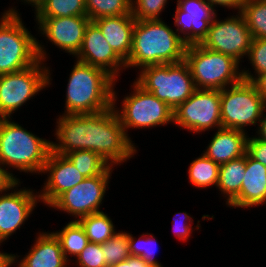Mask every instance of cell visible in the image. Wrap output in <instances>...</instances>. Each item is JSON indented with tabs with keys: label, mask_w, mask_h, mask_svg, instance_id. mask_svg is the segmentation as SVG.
<instances>
[{
	"label": "cell",
	"mask_w": 266,
	"mask_h": 267,
	"mask_svg": "<svg viewBox=\"0 0 266 267\" xmlns=\"http://www.w3.org/2000/svg\"><path fill=\"white\" fill-rule=\"evenodd\" d=\"M132 86L134 91L124 96L122 108H116L117 94L113 88V107L126 134L128 128H154L173 123L174 111L165 102L146 91L135 80Z\"/></svg>",
	"instance_id": "cell-8"
},
{
	"label": "cell",
	"mask_w": 266,
	"mask_h": 267,
	"mask_svg": "<svg viewBox=\"0 0 266 267\" xmlns=\"http://www.w3.org/2000/svg\"><path fill=\"white\" fill-rule=\"evenodd\" d=\"M15 9L8 8L0 18V75L26 69L47 58L44 45L28 31Z\"/></svg>",
	"instance_id": "cell-5"
},
{
	"label": "cell",
	"mask_w": 266,
	"mask_h": 267,
	"mask_svg": "<svg viewBox=\"0 0 266 267\" xmlns=\"http://www.w3.org/2000/svg\"><path fill=\"white\" fill-rule=\"evenodd\" d=\"M176 216L178 217L176 218ZM184 220H186V222ZM187 220L189 221V223H187ZM192 223H193L192 217H190L186 212L176 213L174 220L172 221L173 232L175 236L179 240L186 241L192 234L193 231Z\"/></svg>",
	"instance_id": "cell-36"
},
{
	"label": "cell",
	"mask_w": 266,
	"mask_h": 267,
	"mask_svg": "<svg viewBox=\"0 0 266 267\" xmlns=\"http://www.w3.org/2000/svg\"><path fill=\"white\" fill-rule=\"evenodd\" d=\"M106 265L110 266L126 260L129 256L128 233L120 231L106 242L101 243Z\"/></svg>",
	"instance_id": "cell-32"
},
{
	"label": "cell",
	"mask_w": 266,
	"mask_h": 267,
	"mask_svg": "<svg viewBox=\"0 0 266 267\" xmlns=\"http://www.w3.org/2000/svg\"><path fill=\"white\" fill-rule=\"evenodd\" d=\"M136 78L141 87L165 102L173 111L196 91L185 60L143 67Z\"/></svg>",
	"instance_id": "cell-6"
},
{
	"label": "cell",
	"mask_w": 266,
	"mask_h": 267,
	"mask_svg": "<svg viewBox=\"0 0 266 267\" xmlns=\"http://www.w3.org/2000/svg\"><path fill=\"white\" fill-rule=\"evenodd\" d=\"M78 61L104 69L115 80L126 63L114 52L99 27L90 21L87 25L82 46L75 56Z\"/></svg>",
	"instance_id": "cell-17"
},
{
	"label": "cell",
	"mask_w": 266,
	"mask_h": 267,
	"mask_svg": "<svg viewBox=\"0 0 266 267\" xmlns=\"http://www.w3.org/2000/svg\"><path fill=\"white\" fill-rule=\"evenodd\" d=\"M19 184L21 182L16 181L4 194L0 193V245L25 224L37 202H40L38 193L34 194V190L25 187L19 190Z\"/></svg>",
	"instance_id": "cell-14"
},
{
	"label": "cell",
	"mask_w": 266,
	"mask_h": 267,
	"mask_svg": "<svg viewBox=\"0 0 266 267\" xmlns=\"http://www.w3.org/2000/svg\"><path fill=\"white\" fill-rule=\"evenodd\" d=\"M247 139L246 132L231 128H218L203 154L221 165L245 155Z\"/></svg>",
	"instance_id": "cell-21"
},
{
	"label": "cell",
	"mask_w": 266,
	"mask_h": 267,
	"mask_svg": "<svg viewBox=\"0 0 266 267\" xmlns=\"http://www.w3.org/2000/svg\"><path fill=\"white\" fill-rule=\"evenodd\" d=\"M108 267H151L143 258L129 256L126 260L110 265Z\"/></svg>",
	"instance_id": "cell-39"
},
{
	"label": "cell",
	"mask_w": 266,
	"mask_h": 267,
	"mask_svg": "<svg viewBox=\"0 0 266 267\" xmlns=\"http://www.w3.org/2000/svg\"><path fill=\"white\" fill-rule=\"evenodd\" d=\"M162 19L136 20L126 68L171 64L185 60L187 44Z\"/></svg>",
	"instance_id": "cell-2"
},
{
	"label": "cell",
	"mask_w": 266,
	"mask_h": 267,
	"mask_svg": "<svg viewBox=\"0 0 266 267\" xmlns=\"http://www.w3.org/2000/svg\"><path fill=\"white\" fill-rule=\"evenodd\" d=\"M44 64L39 59L26 69L0 75V118H11L14 111L51 84L49 66Z\"/></svg>",
	"instance_id": "cell-10"
},
{
	"label": "cell",
	"mask_w": 266,
	"mask_h": 267,
	"mask_svg": "<svg viewBox=\"0 0 266 267\" xmlns=\"http://www.w3.org/2000/svg\"><path fill=\"white\" fill-rule=\"evenodd\" d=\"M246 169V154L220 165L217 188L229 205L240 193Z\"/></svg>",
	"instance_id": "cell-23"
},
{
	"label": "cell",
	"mask_w": 266,
	"mask_h": 267,
	"mask_svg": "<svg viewBox=\"0 0 266 267\" xmlns=\"http://www.w3.org/2000/svg\"><path fill=\"white\" fill-rule=\"evenodd\" d=\"M18 257L15 254L0 252V267H11L18 261Z\"/></svg>",
	"instance_id": "cell-42"
},
{
	"label": "cell",
	"mask_w": 266,
	"mask_h": 267,
	"mask_svg": "<svg viewBox=\"0 0 266 267\" xmlns=\"http://www.w3.org/2000/svg\"><path fill=\"white\" fill-rule=\"evenodd\" d=\"M58 238L62 252L67 261H70L68 255L75 256V258L86 247L89 240L86 236L84 228L78 221H70L63 229L59 231H53Z\"/></svg>",
	"instance_id": "cell-24"
},
{
	"label": "cell",
	"mask_w": 266,
	"mask_h": 267,
	"mask_svg": "<svg viewBox=\"0 0 266 267\" xmlns=\"http://www.w3.org/2000/svg\"><path fill=\"white\" fill-rule=\"evenodd\" d=\"M253 159L260 161L266 166V142L261 141L256 136L247 139V151Z\"/></svg>",
	"instance_id": "cell-37"
},
{
	"label": "cell",
	"mask_w": 266,
	"mask_h": 267,
	"mask_svg": "<svg viewBox=\"0 0 266 267\" xmlns=\"http://www.w3.org/2000/svg\"><path fill=\"white\" fill-rule=\"evenodd\" d=\"M35 11L36 17L87 16L85 0H45Z\"/></svg>",
	"instance_id": "cell-27"
},
{
	"label": "cell",
	"mask_w": 266,
	"mask_h": 267,
	"mask_svg": "<svg viewBox=\"0 0 266 267\" xmlns=\"http://www.w3.org/2000/svg\"><path fill=\"white\" fill-rule=\"evenodd\" d=\"M240 12L252 38L266 39V0H246Z\"/></svg>",
	"instance_id": "cell-29"
},
{
	"label": "cell",
	"mask_w": 266,
	"mask_h": 267,
	"mask_svg": "<svg viewBox=\"0 0 266 267\" xmlns=\"http://www.w3.org/2000/svg\"><path fill=\"white\" fill-rule=\"evenodd\" d=\"M265 110H266V107H265ZM257 130H258L256 132L258 134L257 138L263 142H266V115L264 114V112L258 124Z\"/></svg>",
	"instance_id": "cell-43"
},
{
	"label": "cell",
	"mask_w": 266,
	"mask_h": 267,
	"mask_svg": "<svg viewBox=\"0 0 266 267\" xmlns=\"http://www.w3.org/2000/svg\"><path fill=\"white\" fill-rule=\"evenodd\" d=\"M248 60L254 69V74L248 70H242V79L253 81L259 74L266 72V39L252 38L250 45Z\"/></svg>",
	"instance_id": "cell-33"
},
{
	"label": "cell",
	"mask_w": 266,
	"mask_h": 267,
	"mask_svg": "<svg viewBox=\"0 0 266 267\" xmlns=\"http://www.w3.org/2000/svg\"><path fill=\"white\" fill-rule=\"evenodd\" d=\"M21 1H23L26 4L28 3V4L32 5L31 7L34 6L35 9L37 10L45 0H21Z\"/></svg>",
	"instance_id": "cell-44"
},
{
	"label": "cell",
	"mask_w": 266,
	"mask_h": 267,
	"mask_svg": "<svg viewBox=\"0 0 266 267\" xmlns=\"http://www.w3.org/2000/svg\"><path fill=\"white\" fill-rule=\"evenodd\" d=\"M220 165L207 158L203 153L193 160L188 168V179L194 187L209 188L217 187Z\"/></svg>",
	"instance_id": "cell-25"
},
{
	"label": "cell",
	"mask_w": 266,
	"mask_h": 267,
	"mask_svg": "<svg viewBox=\"0 0 266 267\" xmlns=\"http://www.w3.org/2000/svg\"><path fill=\"white\" fill-rule=\"evenodd\" d=\"M216 15V10L205 0H177L176 33L187 45L199 44L207 36Z\"/></svg>",
	"instance_id": "cell-15"
},
{
	"label": "cell",
	"mask_w": 266,
	"mask_h": 267,
	"mask_svg": "<svg viewBox=\"0 0 266 267\" xmlns=\"http://www.w3.org/2000/svg\"><path fill=\"white\" fill-rule=\"evenodd\" d=\"M67 263L53 232H40L27 255L17 262L18 267H67Z\"/></svg>",
	"instance_id": "cell-22"
},
{
	"label": "cell",
	"mask_w": 266,
	"mask_h": 267,
	"mask_svg": "<svg viewBox=\"0 0 266 267\" xmlns=\"http://www.w3.org/2000/svg\"><path fill=\"white\" fill-rule=\"evenodd\" d=\"M19 179L0 165V193L7 191Z\"/></svg>",
	"instance_id": "cell-38"
},
{
	"label": "cell",
	"mask_w": 266,
	"mask_h": 267,
	"mask_svg": "<svg viewBox=\"0 0 266 267\" xmlns=\"http://www.w3.org/2000/svg\"><path fill=\"white\" fill-rule=\"evenodd\" d=\"M85 3L91 21L101 17L132 14L131 0H85Z\"/></svg>",
	"instance_id": "cell-30"
},
{
	"label": "cell",
	"mask_w": 266,
	"mask_h": 267,
	"mask_svg": "<svg viewBox=\"0 0 266 267\" xmlns=\"http://www.w3.org/2000/svg\"><path fill=\"white\" fill-rule=\"evenodd\" d=\"M168 0H131V12L135 20L161 19L160 14Z\"/></svg>",
	"instance_id": "cell-34"
},
{
	"label": "cell",
	"mask_w": 266,
	"mask_h": 267,
	"mask_svg": "<svg viewBox=\"0 0 266 267\" xmlns=\"http://www.w3.org/2000/svg\"><path fill=\"white\" fill-rule=\"evenodd\" d=\"M150 233L142 234L138 240L128 233V247L130 256L143 258L151 267H162L155 259L157 251V240Z\"/></svg>",
	"instance_id": "cell-31"
},
{
	"label": "cell",
	"mask_w": 266,
	"mask_h": 267,
	"mask_svg": "<svg viewBox=\"0 0 266 267\" xmlns=\"http://www.w3.org/2000/svg\"><path fill=\"white\" fill-rule=\"evenodd\" d=\"M42 173H48V177L38 195L41 202L47 206L86 178L65 155L53 151H50Z\"/></svg>",
	"instance_id": "cell-18"
},
{
	"label": "cell",
	"mask_w": 266,
	"mask_h": 267,
	"mask_svg": "<svg viewBox=\"0 0 266 267\" xmlns=\"http://www.w3.org/2000/svg\"><path fill=\"white\" fill-rule=\"evenodd\" d=\"M238 13L225 20H218L216 15L207 36L200 44L215 52L229 55L240 63L241 59L248 56L252 35L242 13Z\"/></svg>",
	"instance_id": "cell-13"
},
{
	"label": "cell",
	"mask_w": 266,
	"mask_h": 267,
	"mask_svg": "<svg viewBox=\"0 0 266 267\" xmlns=\"http://www.w3.org/2000/svg\"><path fill=\"white\" fill-rule=\"evenodd\" d=\"M76 259L78 267H108L99 243L88 242Z\"/></svg>",
	"instance_id": "cell-35"
},
{
	"label": "cell",
	"mask_w": 266,
	"mask_h": 267,
	"mask_svg": "<svg viewBox=\"0 0 266 267\" xmlns=\"http://www.w3.org/2000/svg\"><path fill=\"white\" fill-rule=\"evenodd\" d=\"M86 178L104 173L111 165L91 150H76L65 154Z\"/></svg>",
	"instance_id": "cell-28"
},
{
	"label": "cell",
	"mask_w": 266,
	"mask_h": 267,
	"mask_svg": "<svg viewBox=\"0 0 266 267\" xmlns=\"http://www.w3.org/2000/svg\"><path fill=\"white\" fill-rule=\"evenodd\" d=\"M114 52L126 62L132 48L135 18L132 14L101 17L93 21Z\"/></svg>",
	"instance_id": "cell-20"
},
{
	"label": "cell",
	"mask_w": 266,
	"mask_h": 267,
	"mask_svg": "<svg viewBox=\"0 0 266 267\" xmlns=\"http://www.w3.org/2000/svg\"><path fill=\"white\" fill-rule=\"evenodd\" d=\"M221 122L223 128L245 132V126L256 125L265 111L266 102L251 81L220 90Z\"/></svg>",
	"instance_id": "cell-9"
},
{
	"label": "cell",
	"mask_w": 266,
	"mask_h": 267,
	"mask_svg": "<svg viewBox=\"0 0 266 267\" xmlns=\"http://www.w3.org/2000/svg\"><path fill=\"white\" fill-rule=\"evenodd\" d=\"M266 203V166L246 152V169L239 195L228 205L251 208Z\"/></svg>",
	"instance_id": "cell-19"
},
{
	"label": "cell",
	"mask_w": 266,
	"mask_h": 267,
	"mask_svg": "<svg viewBox=\"0 0 266 267\" xmlns=\"http://www.w3.org/2000/svg\"><path fill=\"white\" fill-rule=\"evenodd\" d=\"M76 61L68 79L63 114H93L111 108L117 80L104 69Z\"/></svg>",
	"instance_id": "cell-3"
},
{
	"label": "cell",
	"mask_w": 266,
	"mask_h": 267,
	"mask_svg": "<svg viewBox=\"0 0 266 267\" xmlns=\"http://www.w3.org/2000/svg\"><path fill=\"white\" fill-rule=\"evenodd\" d=\"M207 3H209L213 8H215L217 5L231 8L234 10L238 9V12L242 10V7L246 0H205Z\"/></svg>",
	"instance_id": "cell-40"
},
{
	"label": "cell",
	"mask_w": 266,
	"mask_h": 267,
	"mask_svg": "<svg viewBox=\"0 0 266 267\" xmlns=\"http://www.w3.org/2000/svg\"><path fill=\"white\" fill-rule=\"evenodd\" d=\"M173 123L192 133L221 128L220 90L196 89L174 110Z\"/></svg>",
	"instance_id": "cell-11"
},
{
	"label": "cell",
	"mask_w": 266,
	"mask_h": 267,
	"mask_svg": "<svg viewBox=\"0 0 266 267\" xmlns=\"http://www.w3.org/2000/svg\"><path fill=\"white\" fill-rule=\"evenodd\" d=\"M78 222L92 243H104L117 233L111 218L103 211L84 216Z\"/></svg>",
	"instance_id": "cell-26"
},
{
	"label": "cell",
	"mask_w": 266,
	"mask_h": 267,
	"mask_svg": "<svg viewBox=\"0 0 266 267\" xmlns=\"http://www.w3.org/2000/svg\"><path fill=\"white\" fill-rule=\"evenodd\" d=\"M41 34L59 49L76 56L91 21L88 16L35 17Z\"/></svg>",
	"instance_id": "cell-16"
},
{
	"label": "cell",
	"mask_w": 266,
	"mask_h": 267,
	"mask_svg": "<svg viewBox=\"0 0 266 267\" xmlns=\"http://www.w3.org/2000/svg\"><path fill=\"white\" fill-rule=\"evenodd\" d=\"M51 141L42 139L10 118H0V165L25 173H42ZM9 166V167H8Z\"/></svg>",
	"instance_id": "cell-4"
},
{
	"label": "cell",
	"mask_w": 266,
	"mask_h": 267,
	"mask_svg": "<svg viewBox=\"0 0 266 267\" xmlns=\"http://www.w3.org/2000/svg\"><path fill=\"white\" fill-rule=\"evenodd\" d=\"M188 63L196 89L222 90L242 80L239 62L229 55L215 52L199 44L187 45Z\"/></svg>",
	"instance_id": "cell-7"
},
{
	"label": "cell",
	"mask_w": 266,
	"mask_h": 267,
	"mask_svg": "<svg viewBox=\"0 0 266 267\" xmlns=\"http://www.w3.org/2000/svg\"><path fill=\"white\" fill-rule=\"evenodd\" d=\"M57 120L55 135L58 143L51 141V151L59 155L91 150L115 166L123 164L137 152L113 106L93 114H63Z\"/></svg>",
	"instance_id": "cell-1"
},
{
	"label": "cell",
	"mask_w": 266,
	"mask_h": 267,
	"mask_svg": "<svg viewBox=\"0 0 266 267\" xmlns=\"http://www.w3.org/2000/svg\"><path fill=\"white\" fill-rule=\"evenodd\" d=\"M252 83L255 85L257 92L263 97L266 102V72L259 74Z\"/></svg>",
	"instance_id": "cell-41"
},
{
	"label": "cell",
	"mask_w": 266,
	"mask_h": 267,
	"mask_svg": "<svg viewBox=\"0 0 266 267\" xmlns=\"http://www.w3.org/2000/svg\"><path fill=\"white\" fill-rule=\"evenodd\" d=\"M113 167L110 166L97 176L85 178L62 193L49 207L68 213L76 218L75 221L92 213L101 212L99 208L110 183Z\"/></svg>",
	"instance_id": "cell-12"
}]
</instances>
